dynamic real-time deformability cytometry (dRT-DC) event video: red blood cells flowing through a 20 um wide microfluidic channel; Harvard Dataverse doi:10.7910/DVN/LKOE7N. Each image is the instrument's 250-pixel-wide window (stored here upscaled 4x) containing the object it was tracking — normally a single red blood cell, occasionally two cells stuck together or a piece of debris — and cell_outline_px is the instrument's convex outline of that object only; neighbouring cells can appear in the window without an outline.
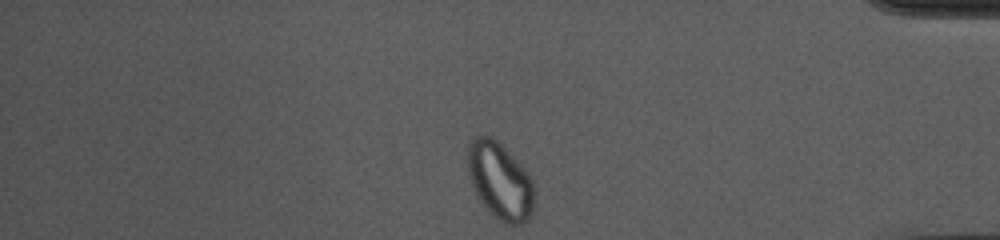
{"species": "common noctule bat (a hibernating species)", "species_latin": "Nyctalus noctula", "temperature_condition": "cold", "stored_images_in_passage": 40, "camera_frame_rate_fps": 3000, "um_per_image_px": 0.085, "animal": {"sex": "female", "body_mass_g": 10.0, "forearm_length_mm": 53.1}, "frame": {"image": 1, "passage_image": 40, "time_ms": 13.0, "image_size_px": [1000, 240], "cell_outline_px": [[536, 196], [532, 212], [528, 220], [524, 224], [508, 224], [500, 220], [476, 196], [472, 188], [468, 176], [468, 144], [472, 136], [488, 136], [496, 140], [524, 168], [532, 180]], "centroid_in_image_um": [42.5, 15.38], "position_along_channel_um": 392.7, "area_um2": 29.77}}